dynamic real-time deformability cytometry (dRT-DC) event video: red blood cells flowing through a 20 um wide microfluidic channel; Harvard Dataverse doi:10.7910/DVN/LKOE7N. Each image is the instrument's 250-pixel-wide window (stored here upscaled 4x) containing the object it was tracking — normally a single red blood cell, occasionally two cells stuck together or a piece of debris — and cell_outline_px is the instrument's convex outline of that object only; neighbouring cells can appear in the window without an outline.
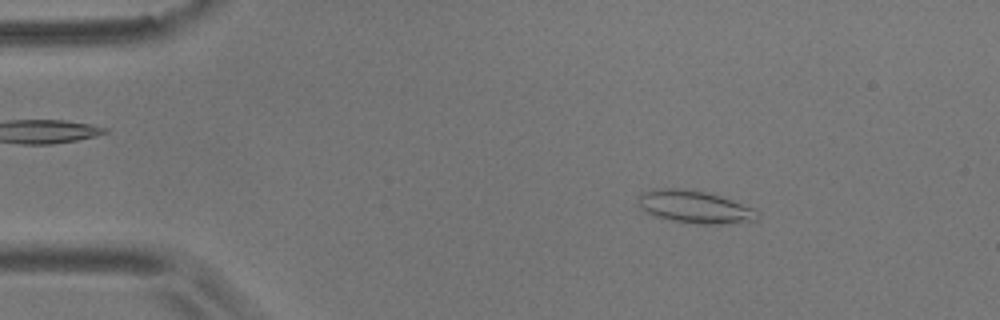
{"species": "common noctule bat (a hibernating species)", "species_latin": "Nyctalus noctula", "temperature_condition": "room temperature", "stored_images_in_passage": 56, "camera_frame_rate_fps": 3000, "um_per_image_px": 0.085, "animal": {"sex": "male", "body_mass_g": 17.9}, "frame": {"image": 1, "passage_image": 8, "time_ms": 2.333, "image_size_px": [1000, 320], "cell_outline_px": [[760, 220], [720, 224], [696, 224], [672, 220], [652, 216], [640, 208], [636, 200], [640, 192], [652, 188], [676, 188], [704, 192], [720, 196], [752, 208], [760, 212]], "centroid_in_image_um": [58.99, 17.59], "position_along_channel_um": 26.0, "area_um2": 22.83}}
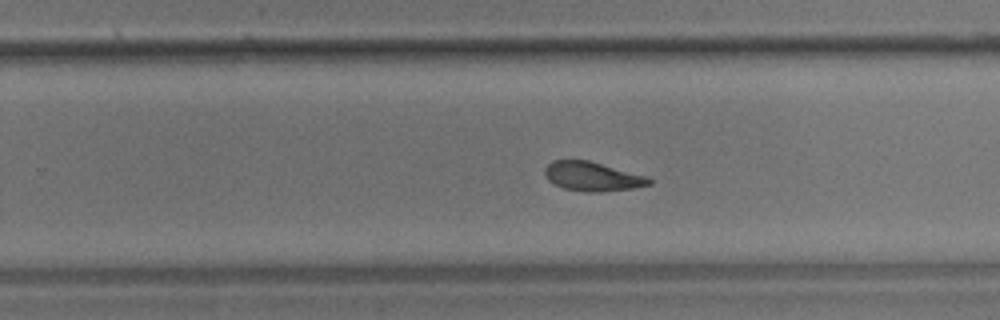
{"frame": {"image": 2, "passage_image": 35, "time_ms": 11.333, "image_size_px": [1000, 320], "cell_outline_px": [[652, 184], [632, 188], [600, 192], [588, 192], [564, 188], [548, 180], [544, 172], [544, 168], [552, 160], [588, 160], [648, 176], [652, 180]], "centroid_in_image_um": [50.37, 14.99], "position_along_channel_um": 279.4, "area_um2": 17.69}}
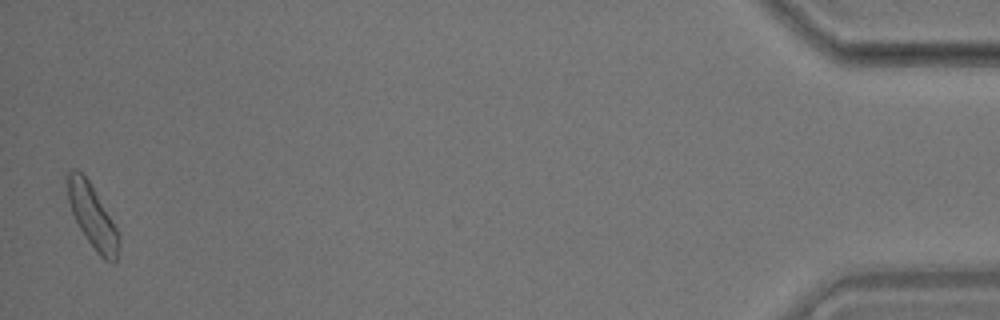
{"frame": {"image": 3, "passage_image": 55, "time_ms": 18.0, "image_size_px": [1000, 320], "cell_outline_px": [[120, 244], [116, 264], [112, 264], [104, 260], [96, 252], [80, 228], [72, 212], [68, 200], [68, 172], [72, 168], [76, 168], [88, 180], [116, 228], [120, 236]], "centroid_in_image_um": [7.89, 18.46], "position_along_channel_um": 427.3, "area_um2": 18.5}, "authors_computed_cell_mechanics": {"area_um2": 18.4382, "velocity_mm_per_s": 3.5489, "shape_relaxation_time_tau1_ms": 7.5656, "shape_relaxation_time_tau2_ms": 2.5311, "deformation_change_tau1": 0.1677, "deformation_change_tau2": 0.0987}}